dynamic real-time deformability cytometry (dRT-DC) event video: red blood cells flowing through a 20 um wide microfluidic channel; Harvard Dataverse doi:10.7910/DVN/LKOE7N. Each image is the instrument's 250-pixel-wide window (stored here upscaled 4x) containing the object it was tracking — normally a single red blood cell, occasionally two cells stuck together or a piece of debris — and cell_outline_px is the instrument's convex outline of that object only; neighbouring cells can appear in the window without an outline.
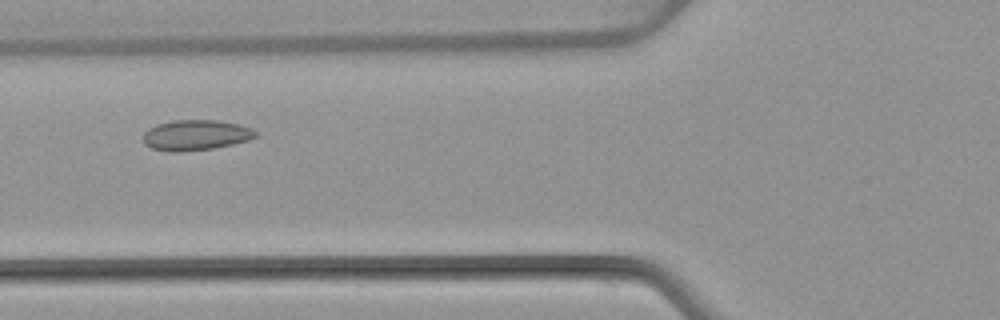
{"species": "common noctule bat (a hibernating species)", "species_latin": "Nyctalus noctula", "temperature_condition": "warm", "stored_images_in_passage": 6, "camera_frame_rate_fps": 3000, "um_per_image_px": 0.085, "animal": {"sex": "female", "body_mass_g": 22.7, "forearm_length_mm": 54.2}, "frame": {"image": 1, "passage_image": 4, "time_ms": 3.667, "image_size_px": [1000, 320], "cell_outline_px": [[256, 136], [248, 140], [232, 144], [212, 148], [184, 152], [168, 152], [152, 148], [144, 144], [144, 132], [148, 128], [156, 124], [172, 120], [216, 120], [240, 124], [252, 128], [256, 132]], "centroid_in_image_um": [16.61, 11.48], "position_along_channel_um": 109.2, "area_um2": 20.06}}
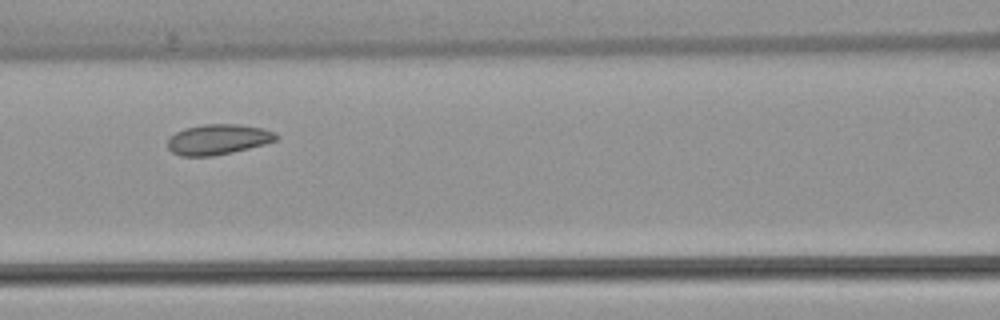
{"frame": {"image": 2, "passage_image": 5, "time_ms": 4.667, "image_size_px": [1000, 320], "cell_outline_px": [[280, 136], [276, 140], [264, 144], [232, 152], [212, 156], [180, 156], [172, 152], [168, 148], [168, 140], [176, 132], [184, 128], [204, 124], [240, 124], [264, 128]], "centroid_in_image_um": [18.53, 11.84], "position_along_channel_um": 148.1, "area_um2": 19.13}}
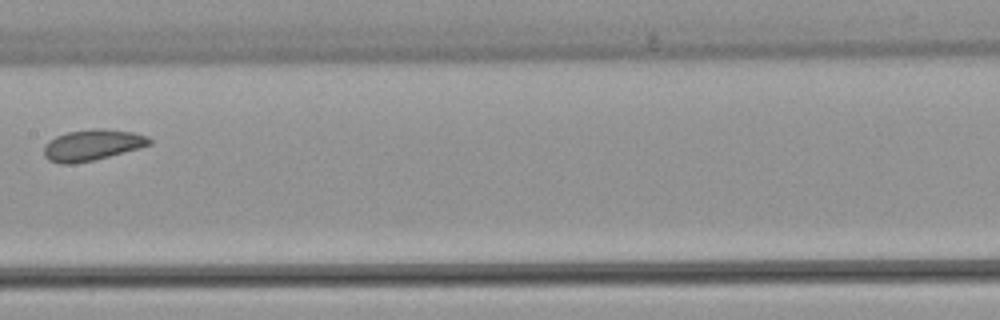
{"frame": {"image": 3, "passage_image": 6, "time_ms": 6.0, "image_size_px": [1000, 320], "cell_outline_px": [[152, 144], [108, 156], [92, 160], [72, 164], [60, 164], [48, 160], [44, 156], [44, 144], [48, 140], [56, 136], [68, 132], [96, 128], [104, 128], [132, 132], [148, 136], [152, 140]], "centroid_in_image_um": [7.81, 12.32], "position_along_channel_um": 199.6, "area_um2": 19.02}}